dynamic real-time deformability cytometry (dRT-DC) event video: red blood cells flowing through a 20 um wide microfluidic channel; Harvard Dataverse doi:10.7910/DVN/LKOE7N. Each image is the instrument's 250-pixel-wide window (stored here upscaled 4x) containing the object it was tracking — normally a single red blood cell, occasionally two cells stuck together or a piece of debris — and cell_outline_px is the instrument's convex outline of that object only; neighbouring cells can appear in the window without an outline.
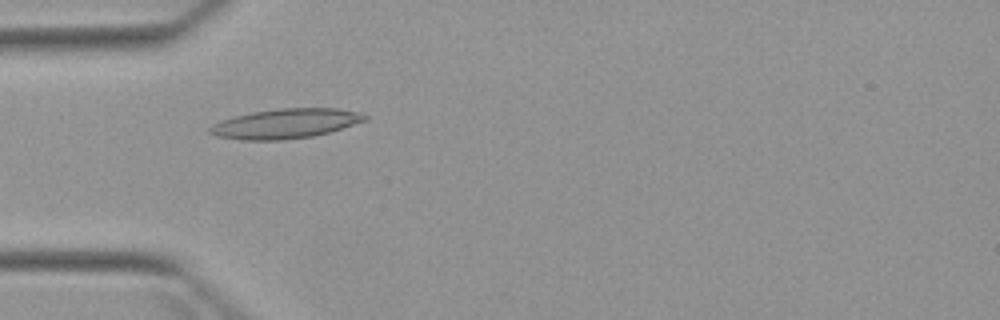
{"species": "Egyptian fruit bat (a non-hibernating species)", "species_latin": "Rousettus aegyptiacus", "temperature_condition": "warm", "stored_images_in_passage": 6, "camera_frame_rate_fps": 3000, "um_per_image_px": 0.085, "animal": {"sex": "female"}, "frame": {"image": 1, "passage_image": 4, "time_ms": 4.333, "image_size_px": [1000, 320], "cell_outline_px": [[368, 120], [328, 132], [312, 136], [284, 140], [240, 140], [216, 136], [208, 132], [208, 128], [212, 124], [220, 120], [232, 116], [252, 112], [280, 108], [336, 108], [360, 112], [368, 116]], "centroid_in_image_um": [24.23, 10.5], "position_along_channel_um": 60.8, "area_um2": 26.99}}
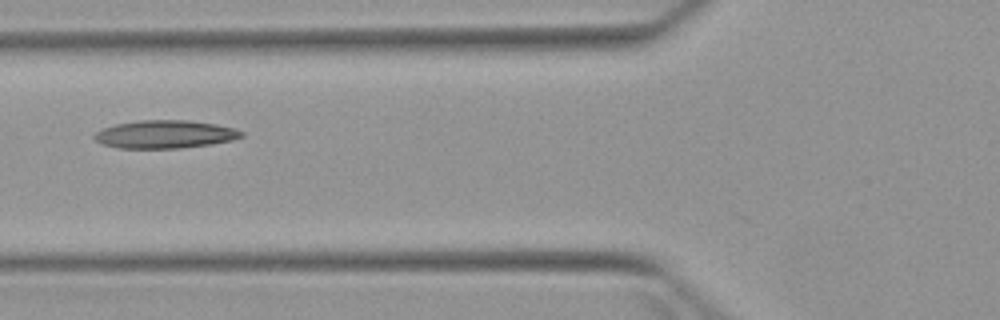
{"frame": {"image": 2, "passage_image": 5, "time_ms": 5.667, "image_size_px": [1000, 320], "cell_outline_px": [[244, 136], [232, 140], [212, 144], [180, 148], [116, 148], [104, 144], [96, 140], [92, 136], [96, 132], [104, 128], [116, 124], [140, 120], [188, 120], [216, 124], [232, 128], [244, 132]], "centroid_in_image_um": [14.03, 11.41], "position_along_channel_um": 111.8, "area_um2": 23.93}}
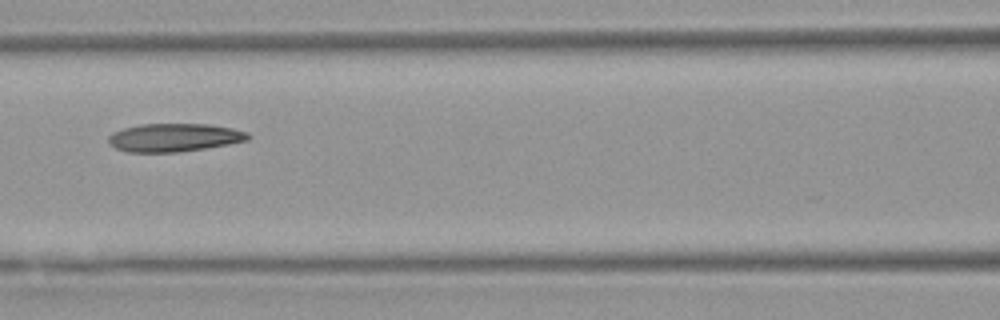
{"frame": {"image": 3, "passage_image": 6, "time_ms": 6.667, "image_size_px": [1000, 320], "cell_outline_px": [[252, 136], [248, 140], [228, 144], [204, 148], [176, 152], [128, 152], [116, 148], [108, 144], [108, 136], [112, 132], [124, 128], [140, 124], [208, 124], [232, 128], [248, 132]], "centroid_in_image_um": [14.79, 11.68], "position_along_channel_um": 151.8, "area_um2": 22.95}}